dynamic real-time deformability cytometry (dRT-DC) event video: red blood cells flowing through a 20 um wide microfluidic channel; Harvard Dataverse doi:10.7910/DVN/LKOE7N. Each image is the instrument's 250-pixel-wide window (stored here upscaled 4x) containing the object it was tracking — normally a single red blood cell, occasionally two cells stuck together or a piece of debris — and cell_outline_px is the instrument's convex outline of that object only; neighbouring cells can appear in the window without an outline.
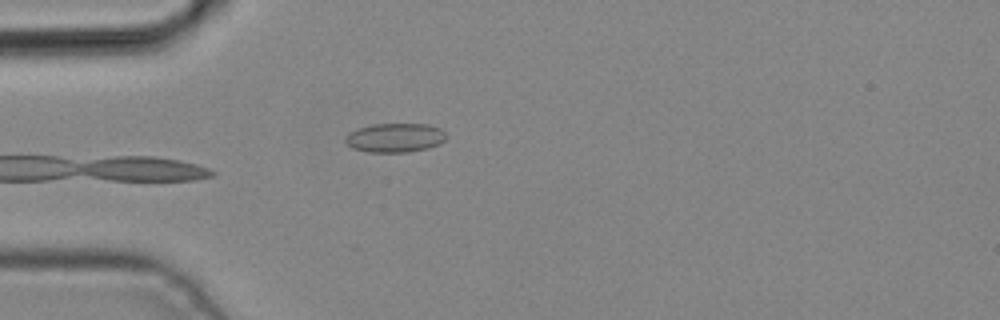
{"species": "common noctule bat (a hibernating species)", "species_latin": "Nyctalus noctula", "temperature_condition": "cold", "stored_images_in_passage": 3, "camera_frame_rate_fps": 3000, "um_per_image_px": 0.085, "animal": {"sex": "male", "body_mass_g": 19.2, "forearm_length_mm": 51.8}, "frame": {"image": 1, "passage_image": 3, "time_ms": 0.667, "image_size_px": [1000, 320], "cell_outline_px": [[448, 136], [440, 144], [428, 148], [408, 152], [368, 152], [352, 148], [344, 140], [344, 136], [348, 132], [356, 128], [372, 124], [428, 124], [440, 128]], "centroid_in_image_um": [33.56, 11.7], "position_along_channel_um": 51.4, "area_um2": 17.34}}